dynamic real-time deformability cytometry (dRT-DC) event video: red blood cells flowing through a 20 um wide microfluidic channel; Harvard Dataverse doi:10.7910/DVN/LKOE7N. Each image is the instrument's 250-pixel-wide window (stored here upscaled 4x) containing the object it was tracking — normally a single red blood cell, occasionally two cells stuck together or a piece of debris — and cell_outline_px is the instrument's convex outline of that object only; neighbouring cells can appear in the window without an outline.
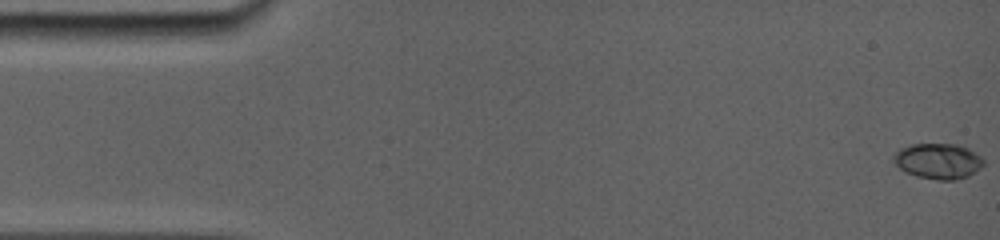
{"species": "common noctule bat (a hibernating species)", "species_latin": "Nyctalus noctula", "temperature_condition": "room temperature", "stored_images_in_passage": 4, "camera_frame_rate_fps": 5000, "um_per_image_px": 0.085, "animal": {"sex": "female", "body_mass_g": 19.0, "forearm_length_mm": 56.7}, "frame": {"image": 1, "passage_image": 1, "time_ms": 0.0, "image_size_px": [1000, 240], "cell_outline_px": [[984, 164], [980, 168], [968, 176], [956, 180], [940, 180], [916, 176], [904, 172], [892, 160], [892, 156], [900, 148], [912, 144], [956, 144], [968, 148], [980, 156], [984, 160]], "centroid_in_image_um": [79.73, 13.69], "position_along_channel_um": 5.3, "area_um2": 18.67}}